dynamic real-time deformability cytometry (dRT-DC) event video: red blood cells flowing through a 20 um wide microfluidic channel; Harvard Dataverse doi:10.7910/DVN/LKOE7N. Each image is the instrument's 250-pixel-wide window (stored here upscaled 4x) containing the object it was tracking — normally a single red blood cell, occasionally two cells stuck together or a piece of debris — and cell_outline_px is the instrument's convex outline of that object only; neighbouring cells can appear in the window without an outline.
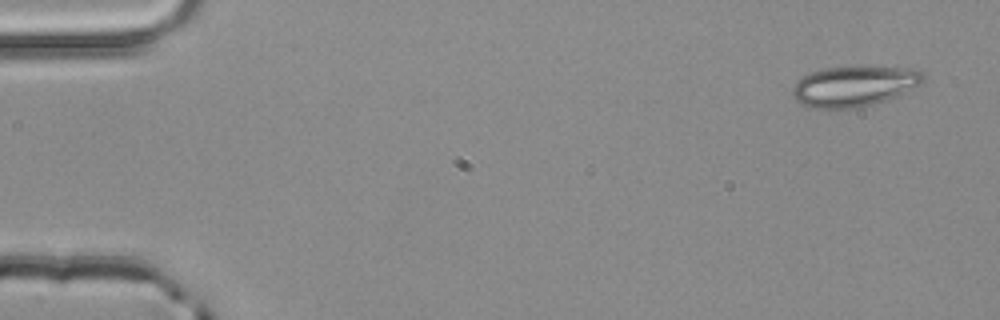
{"species": "common noctule bat (a hibernating species)", "species_latin": "Nyctalus noctula", "temperature_condition": "room temperature", "stored_images_in_passage": 3, "camera_frame_rate_fps": 3000, "um_per_image_px": 0.085, "animal": {"sex": "male", "body_mass_g": 20.4}, "frame": {"image": 1, "passage_image": 1, "time_ms": 0.0, "image_size_px": [1000, 320], "cell_outline_px": [[924, 80], [920, 84], [884, 100], [872, 104], [856, 108], [808, 108], [796, 100], [792, 96], [792, 88], [796, 80], [808, 72], [824, 68], [864, 64], [912, 68], [924, 72]], "centroid_in_image_um": [72.56, 7.27], "position_along_channel_um": 12.4, "area_um2": 31.56}}